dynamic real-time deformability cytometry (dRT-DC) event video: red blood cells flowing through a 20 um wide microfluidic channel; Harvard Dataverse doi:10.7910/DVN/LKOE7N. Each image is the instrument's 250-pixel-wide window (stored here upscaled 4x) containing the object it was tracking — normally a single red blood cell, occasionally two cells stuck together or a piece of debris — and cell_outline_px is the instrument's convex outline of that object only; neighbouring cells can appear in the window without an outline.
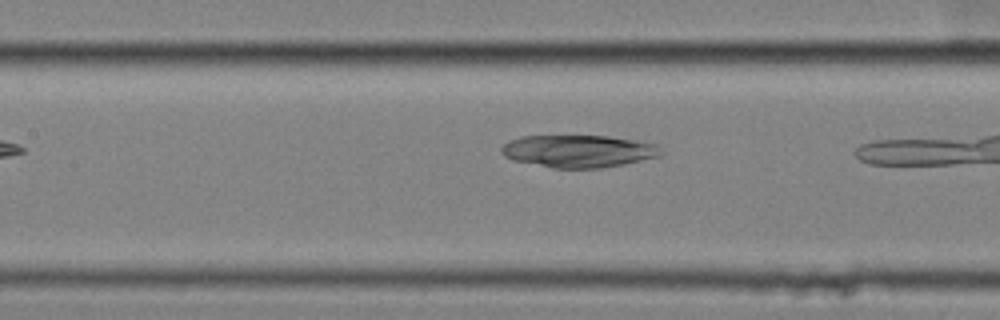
{"species": "common noctule bat (a hibernating species)", "species_latin": "Nyctalus noctula", "temperature_condition": "cold", "stored_images_in_passage": 7, "camera_frame_rate_fps": 3000, "um_per_image_px": 0.085, "animal": {"sex": "female", "body_mass_g": 25.1}, "frame": {"image": 1, "passage_image": 5, "time_ms": 1.333, "image_size_px": [1000, 320], "cell_outline_px": [[664, 152], [660, 156], [624, 164], [600, 168], [552, 168], [512, 160], [504, 156], [500, 152], [500, 148], [508, 140], [520, 136], [608, 136], [656, 144]], "centroid_in_image_um": [49.13, 12.85], "position_along_channel_um": 158.3, "area_um2": 30.23}}